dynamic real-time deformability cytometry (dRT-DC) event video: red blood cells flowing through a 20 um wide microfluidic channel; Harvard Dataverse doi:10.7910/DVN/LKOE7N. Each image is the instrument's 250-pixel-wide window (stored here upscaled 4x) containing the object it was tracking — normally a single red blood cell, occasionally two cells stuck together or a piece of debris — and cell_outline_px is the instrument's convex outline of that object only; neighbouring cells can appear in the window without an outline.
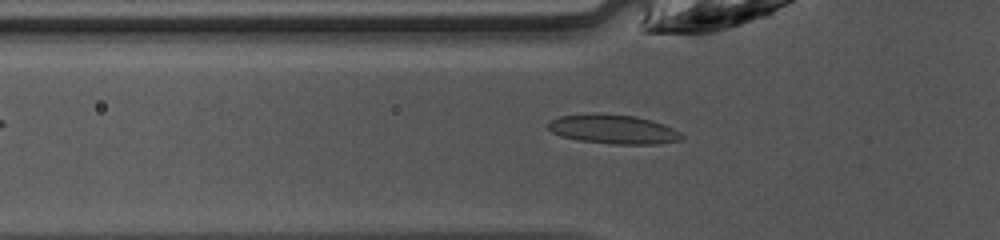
{"species": "common noctule bat (a hibernating species)", "species_latin": "Nyctalus noctula", "temperature_condition": "warm", "stored_images_in_passage": 33, "camera_frame_rate_fps": 3000, "um_per_image_px": 0.085, "animal": {"sex": "female", "body_mass_g": 10.0, "forearm_length_mm": 53.1}, "frame": {"image": 1, "passage_image": 5, "time_ms": 1.333, "image_size_px": [1000, 240], "cell_outline_px": [[684, 136], [680, 140], [656, 144], [616, 144], [580, 140], [560, 136], [552, 132], [548, 128], [548, 124], [552, 120], [560, 116], [636, 116], [652, 120], [664, 124], [680, 132]], "centroid_in_image_um": [52.2, 11.03], "position_along_channel_um": 73.6, "area_um2": 21.68}}
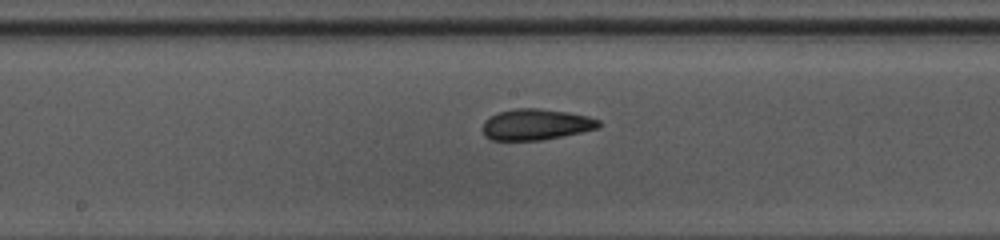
{"frame": {"image": 2, "passage_image": 14, "time_ms": 4.333, "image_size_px": [1000, 240], "cell_outline_px": [[600, 124], [596, 128], [580, 132], [540, 140], [492, 140], [484, 136], [484, 120], [500, 112], [516, 108], [536, 108], [568, 112], [588, 116], [600, 120]], "centroid_in_image_um": [45.55, 10.57], "position_along_channel_um": 202.7, "area_um2": 20.63}}
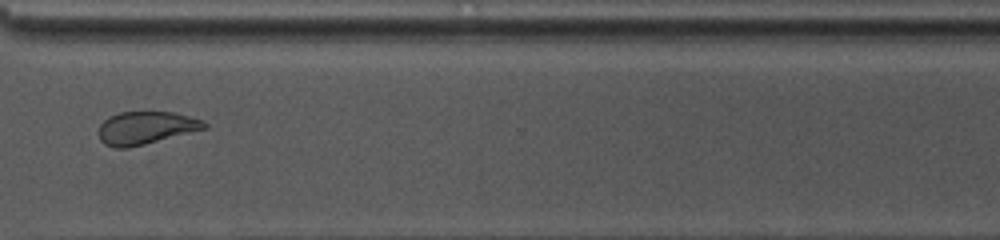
{"frame": {"image": 3, "passage_image": 25, "time_ms": 8.0, "image_size_px": [1000, 240], "cell_outline_px": [[208, 128], [128, 148], [116, 148], [104, 144], [100, 140], [96, 132], [100, 124], [108, 116], [120, 112], [176, 112], [204, 120], [208, 124]], "centroid_in_image_um": [12.38, 10.86], "position_along_channel_um": 358.2, "area_um2": 20.46}, "authors_computed_cell_mechanics": {"area_um2": 21.1548, "velocity_mm_per_s": 4.25, "shape_relaxation_time_tau1_ms": 3.0421, "shape_relaxation_time_tau2_ms": 2.121, "deformation_change_tau1": 0.1179, "deformation_change_tau2": 0.087}}